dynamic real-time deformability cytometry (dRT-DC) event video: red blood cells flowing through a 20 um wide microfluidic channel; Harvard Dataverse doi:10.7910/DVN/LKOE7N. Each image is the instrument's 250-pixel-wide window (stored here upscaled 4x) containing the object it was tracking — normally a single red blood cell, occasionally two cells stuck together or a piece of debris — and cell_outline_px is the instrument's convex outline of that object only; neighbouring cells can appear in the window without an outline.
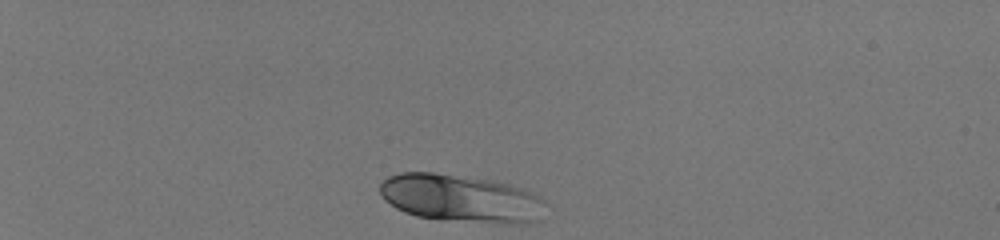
{"species": "human", "species_latin": "Homo sapiens", "temperature_condition": "room temperature", "stored_images_in_passage": 35, "camera_frame_rate_fps": 3000, "um_per_image_px": 0.085, "donor": {"sex": "male"}, "frame": {"image": 1, "passage_image": 1, "time_ms": 0.0, "image_size_px": [1000, 240], "cell_outline_px": [[544, 200], [540, 220], [528, 224], [504, 224], [440, 220], [416, 216], [404, 212], [396, 208], [384, 200], [380, 196], [380, 184], [388, 176], [400, 172], [432, 172], [496, 180], [524, 188]], "centroid_in_image_um": [39.17, 16.87], "position_along_channel_um": 45.8, "area_um2": 46.82}}
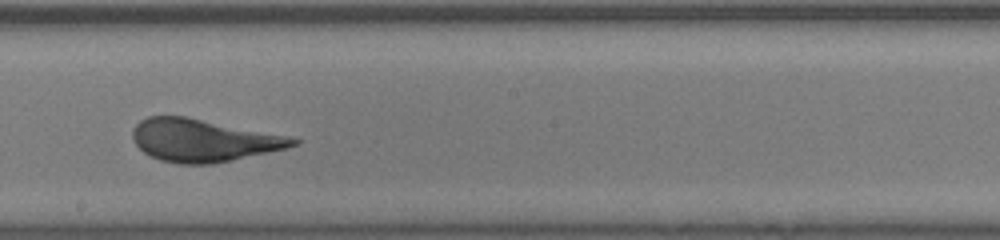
{"frame": {"image": 2, "passage_image": 20, "time_ms": 6.333, "image_size_px": [1000, 240], "cell_outline_px": [[300, 140], [296, 144], [288, 148], [232, 160], [212, 164], [180, 164], [160, 160], [144, 152], [136, 144], [132, 136], [132, 128], [140, 120], [148, 116], [184, 116], [288, 136]], "centroid_in_image_um": [17.25, 11.93], "position_along_channel_um": 231.0, "area_um2": 39.42}}
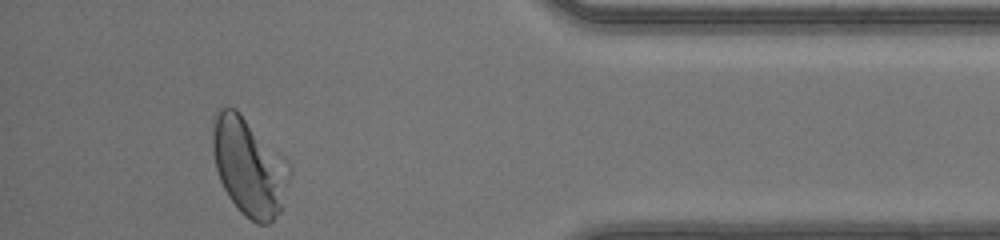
{"frame": {"image": 3, "passage_image": 35, "time_ms": 11.333, "image_size_px": [1000, 240], "cell_outline_px": [[288, 180], [280, 212], [268, 224], [256, 224], [244, 216], [240, 212], [228, 196], [220, 180], [216, 168], [212, 148], [212, 136], [216, 116], [220, 104], [236, 108], [240, 112], [288, 172]], "centroid_in_image_um": [21.05, 14.23], "position_along_channel_um": 414.2, "area_um2": 41.56}, "authors_computed_cell_mechanics": {"area_um2": 40.4022, "velocity_mm_per_s": 4.1464, "shape_relaxation_time_tau1_ms": 4.0738, "shape_relaxation_time_tau2_ms": null, "deformation_change_tau1": 0.1559, "deformation_change_tau2": null}}